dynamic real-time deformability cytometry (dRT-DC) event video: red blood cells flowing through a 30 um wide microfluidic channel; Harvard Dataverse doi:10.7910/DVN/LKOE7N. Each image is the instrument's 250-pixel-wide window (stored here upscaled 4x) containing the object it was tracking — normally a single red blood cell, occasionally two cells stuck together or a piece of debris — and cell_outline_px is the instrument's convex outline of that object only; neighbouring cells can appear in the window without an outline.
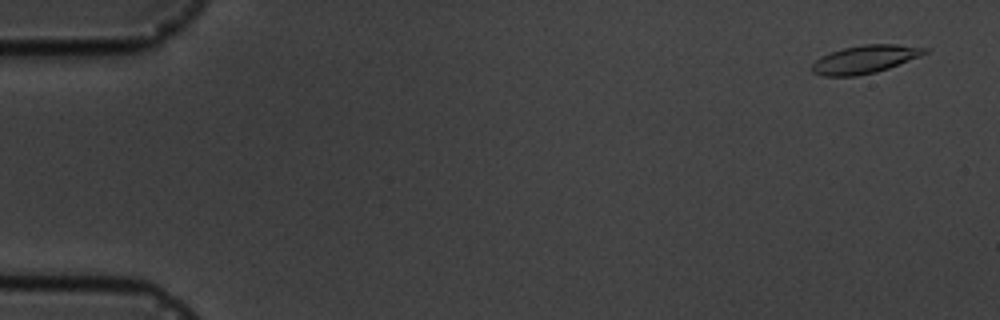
{"species": "common noctule bat (a hibernating species)", "species_latin": "Nyctalus noctula", "temperature_condition": "cold", "stored_images_in_passage": 5, "camera_frame_rate_fps": 3000, "um_per_image_px": 0.085, "animal": {"sex": "male", "body_mass_g": 19.5, "forearm_length_mm": 54.6}, "frame": {"image": 1, "passage_image": 1, "time_ms": 0.0, "image_size_px": [1000, 320], "cell_outline_px": [[928, 52], [920, 56], [888, 68], [876, 72], [856, 76], [824, 76], [812, 72], [812, 64], [820, 56], [844, 48], [864, 44], [896, 44], [928, 48]], "centroid_in_image_um": [73.51, 5.04], "position_along_channel_um": 11.5, "area_um2": 18.26}}
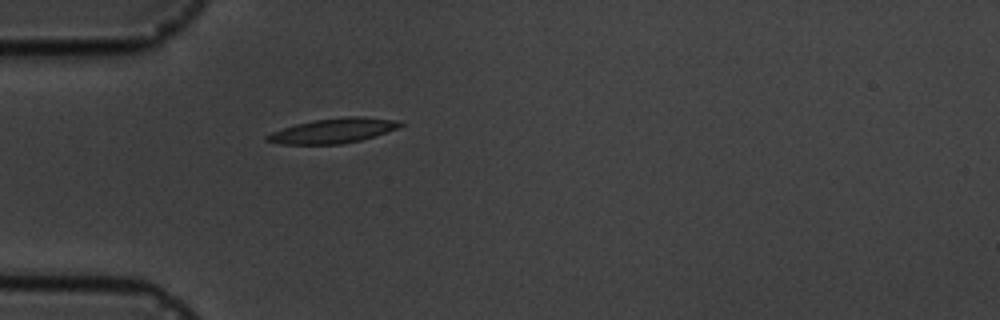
{"frame": {"image": 2, "passage_image": 5, "time_ms": 4.667, "image_size_px": [1000, 320], "cell_outline_px": [[404, 124], [396, 128], [360, 140], [340, 144], [280, 144], [264, 140], [264, 136], [272, 132], [296, 124], [312, 120], [344, 116], [364, 116], [396, 120]], "centroid_in_image_um": [28.27, 11.1], "position_along_channel_um": 56.7, "area_um2": 19.07}}